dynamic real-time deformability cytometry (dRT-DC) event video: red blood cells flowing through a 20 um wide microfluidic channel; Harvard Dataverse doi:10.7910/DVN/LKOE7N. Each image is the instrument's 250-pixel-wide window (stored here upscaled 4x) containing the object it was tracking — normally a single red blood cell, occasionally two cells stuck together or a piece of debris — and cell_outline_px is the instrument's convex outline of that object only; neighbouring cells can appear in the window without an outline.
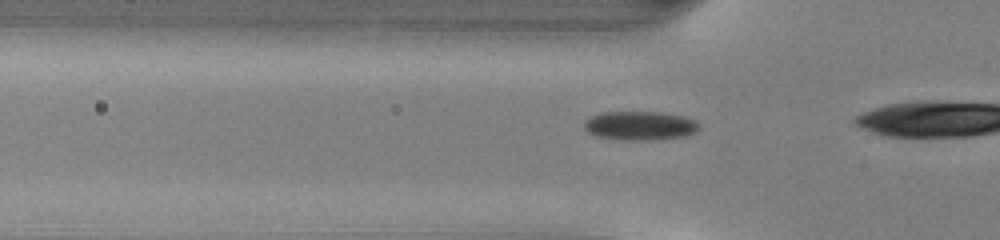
{"species": "common noctule bat (a hibernating species)", "species_latin": "Nyctalus noctula", "temperature_condition": "warm", "stored_images_in_passage": 14, "camera_frame_rate_fps": 3000, "um_per_image_px": 0.085, "animal": {"sex": "male", "body_mass_g": 13.0, "forearm_length_mm": 53.1}, "frame": {"image": 1, "passage_image": 12, "time_ms": 3.667, "image_size_px": [1000, 240], "cell_outline_px": [[700, 128], [684, 136], [644, 140], [624, 140], [596, 136], [588, 132], [584, 128], [584, 120], [600, 112], [660, 112], [680, 116], [696, 120]], "centroid_in_image_um": [54.34, 10.67], "position_along_channel_um": 71.5, "area_um2": 19.13}}